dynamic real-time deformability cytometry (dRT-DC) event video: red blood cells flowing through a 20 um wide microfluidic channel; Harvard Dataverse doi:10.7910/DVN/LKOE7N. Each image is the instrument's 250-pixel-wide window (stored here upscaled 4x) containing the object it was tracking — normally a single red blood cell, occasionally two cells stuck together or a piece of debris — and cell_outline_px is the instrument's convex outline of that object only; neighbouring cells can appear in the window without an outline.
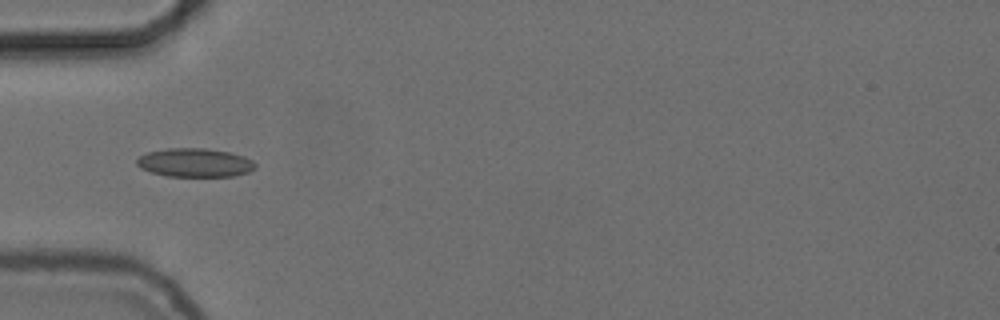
{"species": "common noctule bat (a hibernating species)", "species_latin": "Nyctalus noctula", "temperature_condition": "cold", "stored_images_in_passage": 38, "camera_frame_rate_fps": 3000, "um_per_image_px": 0.085, "animal": {"sex": "female", "body_mass_g": 24.6, "forearm_length_mm": 56.2}, "frame": {"image": 1, "passage_image": 1, "time_ms": 0.0, "image_size_px": [1000, 320], "cell_outline_px": [[256, 168], [248, 172], [232, 176], [168, 176], [152, 172], [140, 168], [136, 164], [136, 160], [140, 156], [148, 152], [168, 148], [204, 148], [228, 152], [244, 156], [252, 160], [256, 164]], "centroid_in_image_um": [16.57, 13.82], "position_along_channel_um": 68.4, "area_um2": 19.71}}
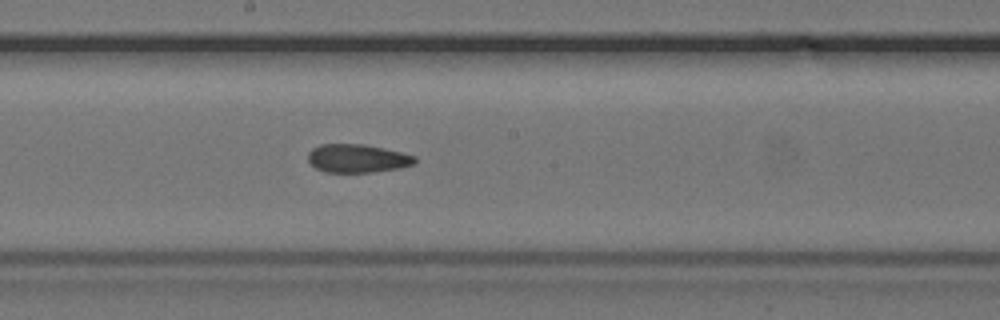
{"frame": {"image": 2, "passage_image": 13, "time_ms": 4.0, "image_size_px": [1000, 320], "cell_outline_px": [[416, 164], [400, 168], [372, 172], [324, 172], [316, 168], [308, 160], [308, 152], [312, 148], [320, 144], [364, 144], [384, 148], [416, 156]], "centroid_in_image_um": [30.38, 13.46], "position_along_channel_um": 217.8, "area_um2": 17.74}}
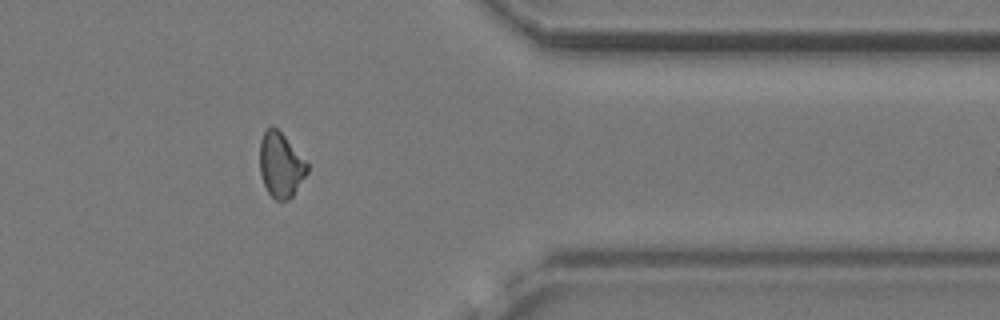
{"frame": {"image": 3, "passage_image": 28, "time_ms": 9.0, "image_size_px": [1000, 320], "cell_outline_px": [[308, 172], [292, 196], [288, 200], [276, 200], [268, 192], [260, 176], [260, 140], [264, 132], [272, 124], [284, 136], [308, 164]], "centroid_in_image_um": [23.84, 14.03], "position_along_channel_um": 387.6, "area_um2": 17.69}, "authors_computed_cell_mechanics": {"area_um2": 18.0047, "velocity_mm_per_s": 3.7193, "shape_relaxation_time_tau1_ms": null, "shape_relaxation_time_tau2_ms": 4.8519, "deformation_change_tau1": null, "deformation_change_tau2": 0.1153}}